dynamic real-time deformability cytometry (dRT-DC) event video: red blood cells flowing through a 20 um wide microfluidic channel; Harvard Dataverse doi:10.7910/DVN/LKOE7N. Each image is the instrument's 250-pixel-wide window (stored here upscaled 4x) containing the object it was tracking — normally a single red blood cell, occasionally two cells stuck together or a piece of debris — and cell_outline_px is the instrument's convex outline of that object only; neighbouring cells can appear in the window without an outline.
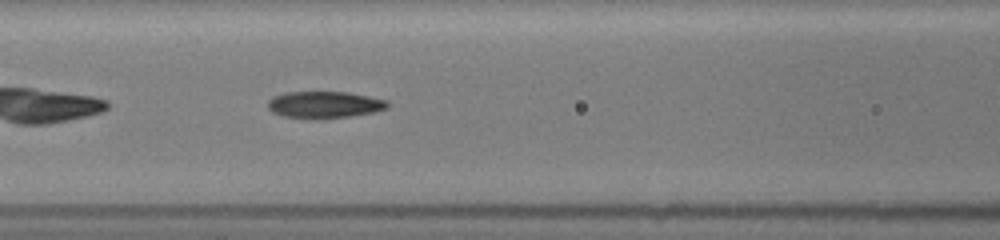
{"species": "common noctule bat (a hibernating species)", "species_latin": "Nyctalus noctula", "temperature_condition": "room temperature", "stored_images_in_passage": 8, "segment_of_instrument_passage": [1, 2], "camera_frame_rate_fps": 3000, "um_per_image_px": 0.085, "animal": {"sex": "female", "body_mass_g": 19.5, "forearm_length_mm": 54.1}, "frame": {"image": 1, "passage_image": 7, "time_ms": 2.0, "image_size_px": [1000, 240], "cell_outline_px": [[388, 108], [372, 112], [348, 116], [284, 116], [272, 112], [268, 108], [268, 100], [272, 96], [284, 92], [348, 92], [388, 100]], "centroid_in_image_um": [27.57, 8.84], "position_along_channel_um": 139.0, "area_um2": 17.92}}